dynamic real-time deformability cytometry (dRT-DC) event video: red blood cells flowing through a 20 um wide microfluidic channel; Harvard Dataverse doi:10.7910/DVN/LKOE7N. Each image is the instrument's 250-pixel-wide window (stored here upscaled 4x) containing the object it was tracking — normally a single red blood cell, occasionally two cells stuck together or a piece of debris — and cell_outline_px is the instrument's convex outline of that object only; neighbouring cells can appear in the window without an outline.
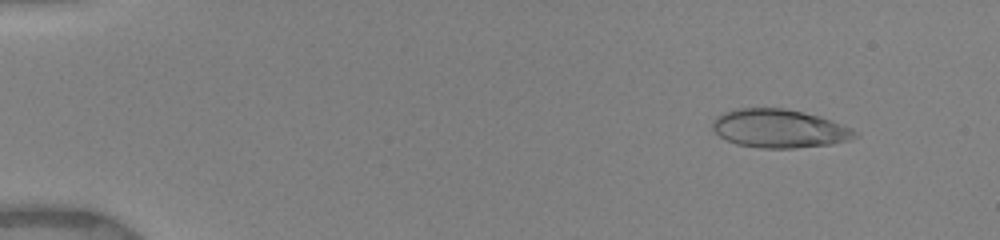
{"species": "human", "species_latin": "Homo sapiens", "temperature_condition": "warm", "stored_images_in_passage": 45, "camera_frame_rate_fps": 3000, "um_per_image_px": 0.085, "donor": {"sex": "female"}, "frame": {"image": 1, "passage_image": 12, "time_ms": 1.667, "image_size_px": [1000, 240], "cell_outline_px": [[860, 136], [848, 140], [828, 144], [796, 148], [760, 148], [736, 144], [720, 136], [712, 128], [712, 120], [720, 112], [736, 108], [784, 108], [804, 112], [820, 116], [852, 128], [860, 132]], "centroid_in_image_um": [66.23, 10.91], "position_along_channel_um": 18.8, "area_um2": 32.19}}
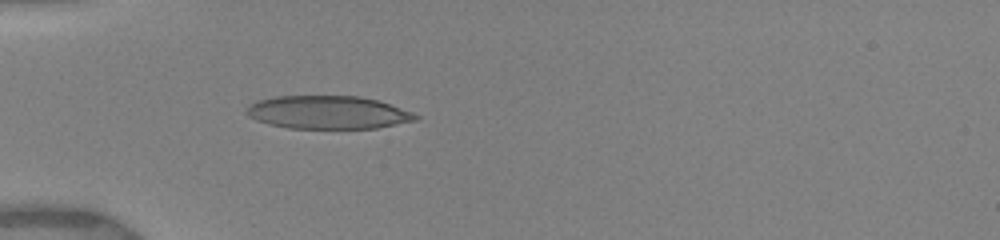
{"frame": {"image": 2, "passage_image": 36, "time_ms": 5.333, "image_size_px": [1000, 240], "cell_outline_px": [[420, 116], [416, 120], [376, 128], [288, 128], [268, 124], [256, 120], [248, 116], [244, 112], [256, 100], [276, 96], [360, 96], [380, 100], [412, 112]], "centroid_in_image_um": [27.87, 9.54], "position_along_channel_um": 57.1, "area_um2": 32.66}}